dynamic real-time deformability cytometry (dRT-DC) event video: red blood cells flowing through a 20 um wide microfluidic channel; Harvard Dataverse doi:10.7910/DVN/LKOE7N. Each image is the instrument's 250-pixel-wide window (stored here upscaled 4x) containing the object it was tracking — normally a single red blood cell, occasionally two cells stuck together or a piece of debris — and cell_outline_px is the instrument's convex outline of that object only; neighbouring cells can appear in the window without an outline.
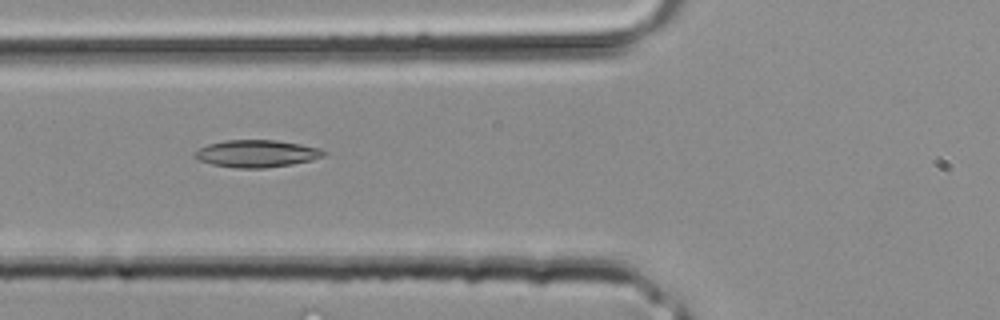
{"species": "common noctule bat (a hibernating species)", "species_latin": "Nyctalus noctula", "temperature_condition": "room temperature", "stored_images_in_passage": 21, "camera_frame_rate_fps": 3000, "um_per_image_px": 0.085, "animal": {"sex": "male", "body_mass_g": 20.4}, "frame": {"image": 1, "passage_image": 4, "time_ms": 1.0, "image_size_px": [1000, 320], "cell_outline_px": [[324, 156], [312, 160], [292, 164], [264, 168], [236, 168], [212, 164], [200, 160], [192, 156], [192, 152], [208, 144], [224, 140], [276, 140], [300, 144], [320, 148], [324, 152]], "centroid_in_image_um": [21.78, 13.05], "position_along_channel_um": 104.0, "area_um2": 20.46}}
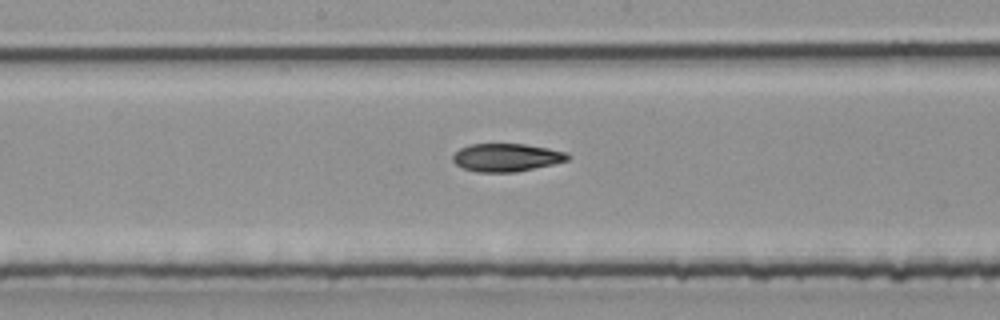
{"frame": {"image": 2, "passage_image": 9, "time_ms": 2.667, "image_size_px": [1000, 320], "cell_outline_px": [[568, 160], [552, 164], [516, 172], [476, 172], [464, 168], [456, 164], [452, 160], [452, 156], [460, 148], [472, 144], [524, 144], [548, 148], [564, 152], [568, 156]], "centroid_in_image_um": [43.01, 13.39], "position_along_channel_um": 205.2, "area_um2": 18.5}}
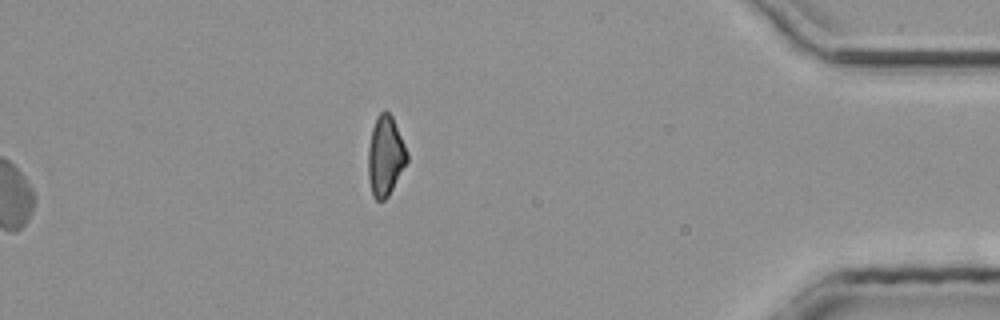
{"frame": {"image": 3, "passage_image": 21, "time_ms": 6.667, "image_size_px": [1000, 320], "cell_outline_px": [[408, 160], [388, 196], [384, 200], [376, 200], [372, 196], [368, 180], [368, 148], [372, 128], [376, 116], [384, 108], [392, 116], [408, 152]], "centroid_in_image_um": [32.74, 13.24], "position_along_channel_um": 402.5, "area_um2": 18.21}}